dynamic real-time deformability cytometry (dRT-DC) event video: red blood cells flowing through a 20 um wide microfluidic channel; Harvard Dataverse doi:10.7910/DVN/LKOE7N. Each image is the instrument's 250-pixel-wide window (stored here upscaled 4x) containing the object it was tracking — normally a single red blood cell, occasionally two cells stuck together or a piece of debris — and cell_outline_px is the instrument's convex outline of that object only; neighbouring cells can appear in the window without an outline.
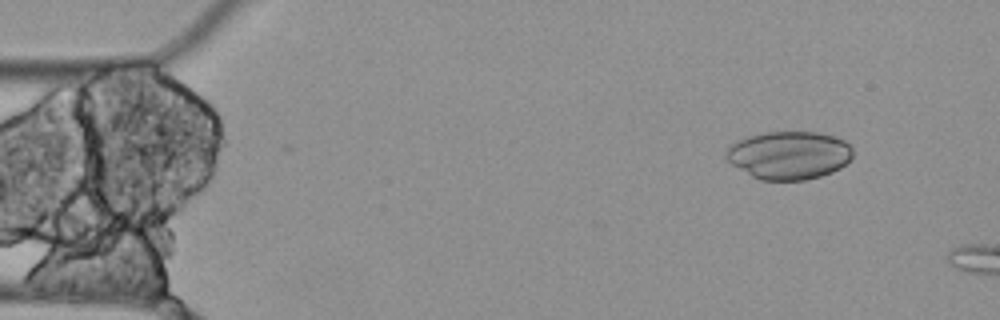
{"species": "Egyptian fruit bat (a non-hibernating species)", "species_latin": "Rousettus aegyptiacus", "temperature_condition": "cold", "stored_images_in_passage": 4, "camera_frame_rate_fps": 3000, "um_per_image_px": 0.085, "animal": {"sex": "female"}, "frame": {"image": 1, "passage_image": 2, "time_ms": 0.333, "image_size_px": [1000, 320], "cell_outline_px": [[852, 156], [840, 168], [832, 172], [820, 176], [804, 180], [760, 180], [752, 176], [732, 164], [724, 156], [724, 152], [732, 144], [748, 136], [764, 132], [816, 132], [836, 136], [844, 140], [852, 148]], "centroid_in_image_um": [67.06, 13.19], "position_along_channel_um": 17.9, "area_um2": 35.37}}